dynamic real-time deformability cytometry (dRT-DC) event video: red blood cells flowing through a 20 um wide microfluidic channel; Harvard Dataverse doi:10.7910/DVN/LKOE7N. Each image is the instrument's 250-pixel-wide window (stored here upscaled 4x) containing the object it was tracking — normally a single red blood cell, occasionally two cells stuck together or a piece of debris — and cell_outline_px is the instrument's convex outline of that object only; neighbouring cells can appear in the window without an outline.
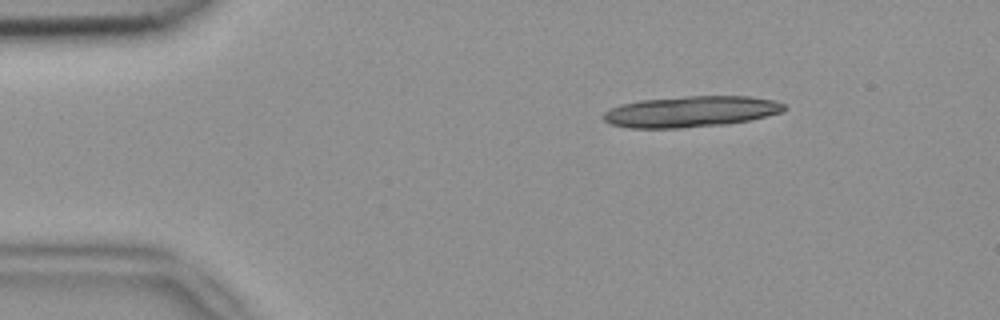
{"species": "common noctule bat (a hibernating species)", "species_latin": "Nyctalus noctula", "temperature_condition": "room temperature", "stored_images_in_passage": 3, "camera_frame_rate_fps": 3000, "um_per_image_px": 0.085, "animal": {"sex": "female", "body_mass_g": 18.4}, "frame": {"image": 1, "passage_image": 1, "time_ms": 0.0, "image_size_px": [1000, 320], "cell_outline_px": [[788, 108], [784, 112], [748, 120], [724, 124], [680, 128], [628, 128], [608, 124], [604, 120], [604, 112], [620, 104], [640, 100], [684, 96], [748, 96], [776, 100], [784, 104]], "centroid_in_image_um": [58.73, 9.48], "position_along_channel_um": 26.3, "area_um2": 32.83}}
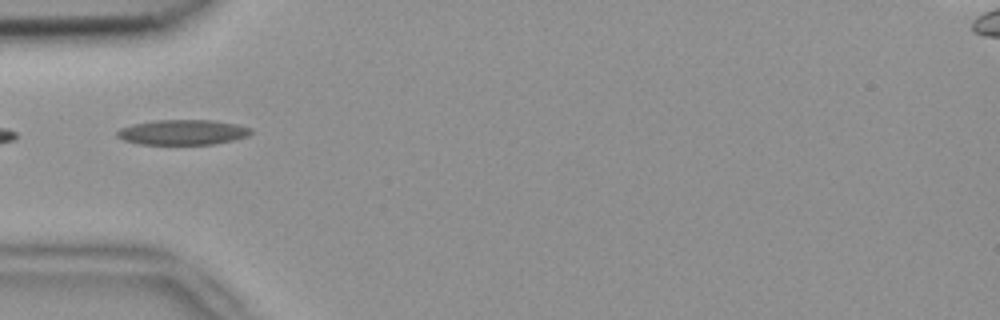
{"frame": {"image": 2, "passage_image": 3, "time_ms": 0.667, "image_size_px": [1000, 320], "cell_outline_px": [[252, 132], [248, 136], [232, 140], [212, 144], [140, 144], [124, 140], [116, 136], [116, 132], [120, 128], [132, 124], [156, 120], [212, 120], [236, 124], [252, 128]], "centroid_in_image_um": [15.52, 11.23], "position_along_channel_um": 69.5, "area_um2": 19.54}}